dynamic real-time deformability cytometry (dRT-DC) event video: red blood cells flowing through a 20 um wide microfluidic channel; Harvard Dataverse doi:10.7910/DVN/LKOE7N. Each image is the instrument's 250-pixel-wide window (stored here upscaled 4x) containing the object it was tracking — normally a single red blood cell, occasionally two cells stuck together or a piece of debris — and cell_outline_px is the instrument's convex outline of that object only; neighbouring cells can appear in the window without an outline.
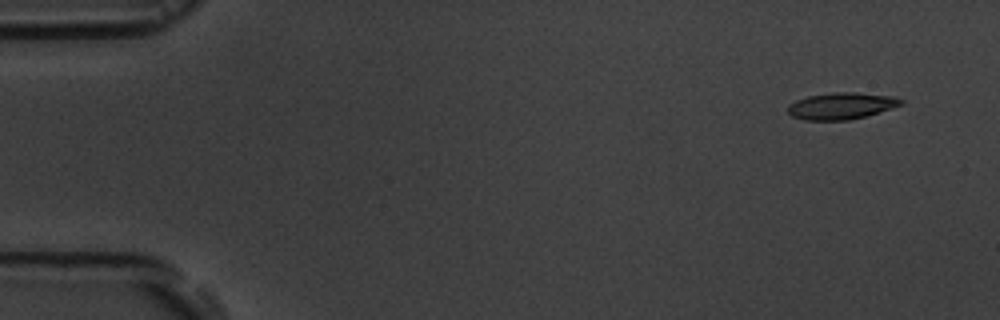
{"species": "common noctule bat (a hibernating species)", "species_latin": "Nyctalus noctula", "temperature_condition": "room temperature", "stored_images_in_passage": 5, "camera_frame_rate_fps": 3000, "um_per_image_px": 0.085, "animal": {"sex": "male", "body_mass_g": 19.5, "forearm_length_mm": 54.6}, "frame": {"image": 1, "passage_image": 1, "time_ms": 0.0, "image_size_px": [1000, 320], "cell_outline_px": [[904, 104], [880, 112], [848, 120], [804, 120], [792, 116], [788, 112], [788, 104], [796, 100], [808, 96], [832, 92], [856, 92], [896, 96], [904, 100]], "centroid_in_image_um": [71.54, 8.99], "position_along_channel_um": 13.5, "area_um2": 17.74}}
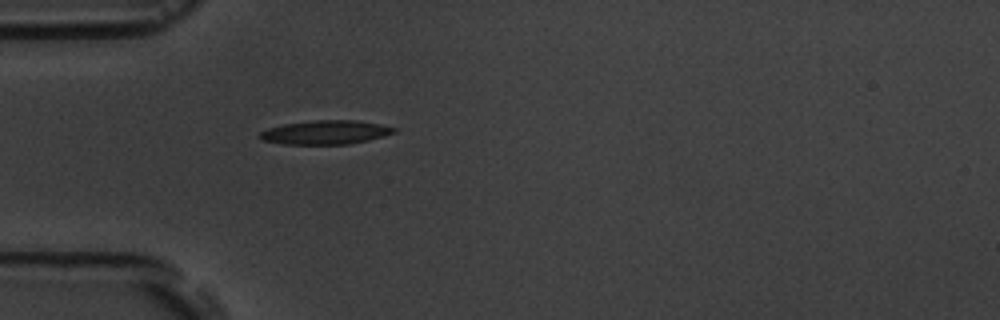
{"frame": {"image": 2, "passage_image": 5, "time_ms": 4.333, "image_size_px": [1000, 320], "cell_outline_px": [[396, 132], [384, 136], [368, 140], [348, 144], [284, 144], [260, 140], [260, 132], [268, 128], [284, 124], [312, 120], [356, 120], [380, 124], [396, 128]], "centroid_in_image_um": [27.67, 11.24], "position_along_channel_um": 57.3, "area_um2": 18.67}}